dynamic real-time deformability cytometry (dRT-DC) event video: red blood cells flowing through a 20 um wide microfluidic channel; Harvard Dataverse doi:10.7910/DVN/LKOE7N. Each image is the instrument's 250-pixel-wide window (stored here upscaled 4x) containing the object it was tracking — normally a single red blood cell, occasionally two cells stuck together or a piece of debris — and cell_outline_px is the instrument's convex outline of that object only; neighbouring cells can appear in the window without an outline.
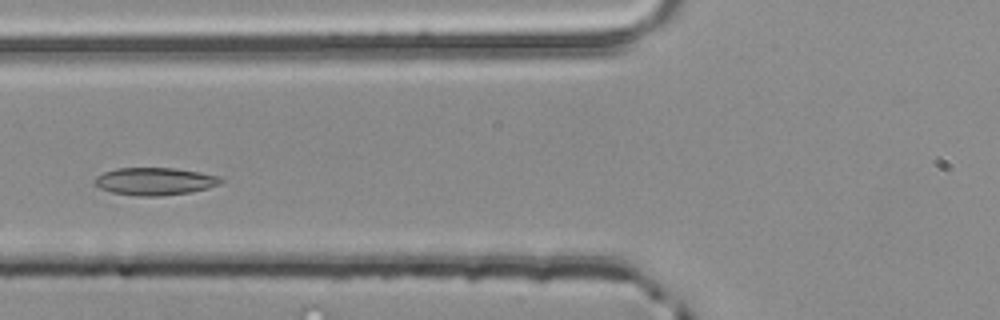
{"species": "common noctule bat (a hibernating species)", "species_latin": "Nyctalus noctula", "temperature_condition": "room temperature", "stored_images_in_passage": 47, "camera_frame_rate_fps": 3000, "um_per_image_px": 0.085, "animal": {"sex": "male", "body_mass_g": 20.4}, "frame": {"image": 1, "passage_image": 15, "time_ms": 4.667, "image_size_px": [1000, 320], "cell_outline_px": [[224, 180], [220, 184], [208, 188], [192, 192], [160, 196], [136, 196], [112, 192], [100, 188], [92, 184], [92, 180], [96, 176], [104, 172], [116, 168], [176, 168], [224, 176]], "centroid_in_image_um": [13.18, 15.41], "position_along_channel_um": 112.6, "area_um2": 20.63}}
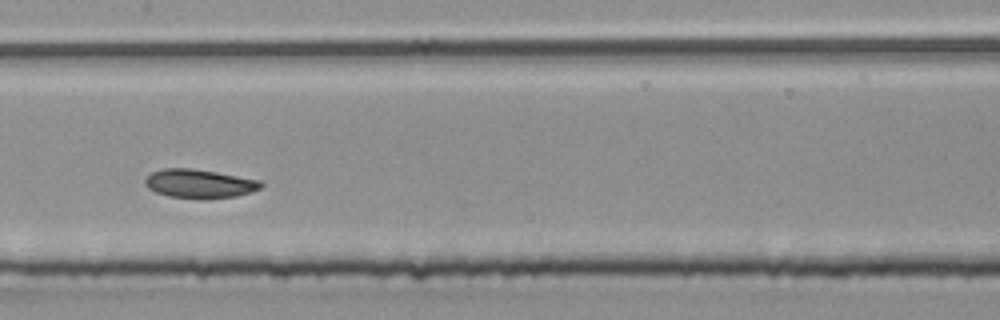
{"frame": {"image": 2, "passage_image": 21, "time_ms": 6.667, "image_size_px": [1000, 320], "cell_outline_px": [[264, 184], [260, 188], [252, 192], [236, 196], [204, 200], [200, 200], [168, 196], [156, 192], [148, 188], [144, 184], [144, 180], [152, 172], [164, 168], [192, 168], [216, 172], [260, 180]], "centroid_in_image_um": [16.95, 15.63], "position_along_channel_um": 190.5, "area_um2": 19.71}}
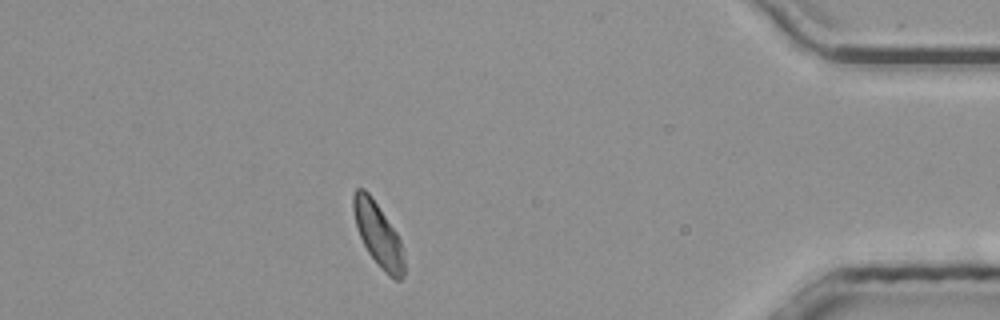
{"frame": {"image": 3, "passage_image": 41, "time_ms": 13.333, "image_size_px": [1000, 320], "cell_outline_px": [[404, 276], [400, 280], [396, 280], [388, 276], [380, 268], [368, 252], [356, 228], [352, 208], [352, 192], [356, 188], [364, 188], [368, 192], [396, 232], [404, 248]], "centroid_in_image_um": [32.13, 19.95], "position_along_channel_um": 403.1, "area_um2": 18.96}, "authors_computed_cell_mechanics": {"area_um2": 19.363, "velocity_mm_per_s": 3.8851, "shape_relaxation_time_tau1_ms": 2.6472, "shape_relaxation_time_tau2_ms": 5.0022, "deformation_change_tau1": 0.1016, "deformation_change_tau2": 0.0901}}